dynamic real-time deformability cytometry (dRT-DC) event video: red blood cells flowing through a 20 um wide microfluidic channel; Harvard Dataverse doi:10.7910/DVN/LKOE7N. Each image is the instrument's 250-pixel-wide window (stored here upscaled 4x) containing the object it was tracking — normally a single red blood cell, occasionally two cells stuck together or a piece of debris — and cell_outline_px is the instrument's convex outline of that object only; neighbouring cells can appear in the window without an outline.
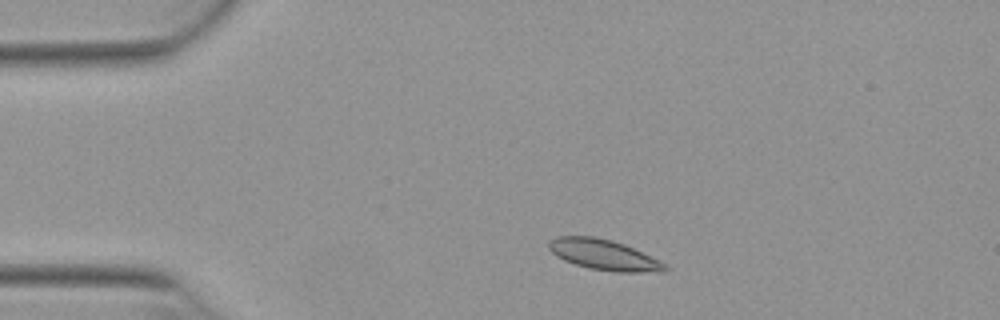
{"species": "Egyptian fruit bat (a non-hibernating species)", "species_latin": "Rousettus aegyptiacus", "temperature_condition": "warm", "stored_images_in_passage": 47, "camera_frame_rate_fps": 3000, "um_per_image_px": 0.085, "animal": {"sex": "female"}, "frame": {"image": 1, "passage_image": 5, "time_ms": 1.333, "image_size_px": [1000, 320], "cell_outline_px": [[668, 272], [612, 272], [588, 268], [564, 260], [556, 256], [548, 248], [548, 240], [556, 236], [592, 236], [612, 240], [624, 244], [668, 264]], "centroid_in_image_um": [51.34, 21.66], "position_along_channel_um": 33.7, "area_um2": 20.87}}
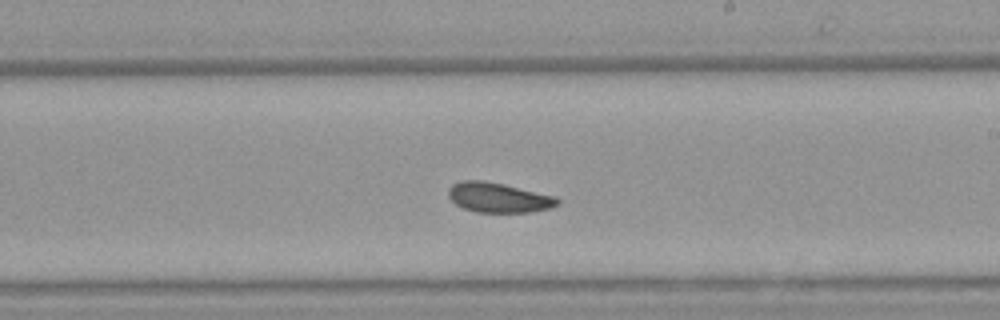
{"frame": {"image": 2, "passage_image": 25, "time_ms": 8.0, "image_size_px": [1000, 320], "cell_outline_px": [[560, 204], [552, 208], [528, 212], [476, 212], [464, 208], [456, 204], [448, 196], [448, 188], [452, 184], [460, 180], [484, 180], [504, 184], [556, 196], [560, 200]], "centroid_in_image_um": [42.39, 16.78], "position_along_channel_um": 246.6, "area_um2": 19.13}}
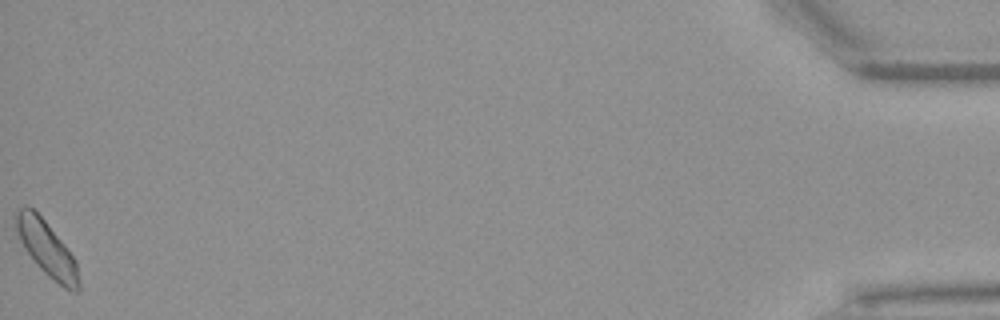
{"frame": {"image": 3, "passage_image": 47, "time_ms": 15.333, "image_size_px": [1000, 320], "cell_outline_px": [[80, 288], [76, 292], [72, 292], [64, 288], [48, 276], [36, 264], [24, 248], [12, 224], [16, 212], [20, 208], [28, 204], [44, 220], [64, 244], [76, 260], [80, 284]], "centroid_in_image_um": [3.95, 21.13], "position_along_channel_um": 431.3, "area_um2": 20.23}, "authors_computed_cell_mechanics": {"area_um2": 19.2474, "velocity_mm_per_s": 3.8885, "shape_relaxation_time_tau1_ms": 5.5164, "shape_relaxation_time_tau2_ms": 2.0175, "deformation_change_tau1": 0.0918, "deformation_change_tau2": 0.058}}